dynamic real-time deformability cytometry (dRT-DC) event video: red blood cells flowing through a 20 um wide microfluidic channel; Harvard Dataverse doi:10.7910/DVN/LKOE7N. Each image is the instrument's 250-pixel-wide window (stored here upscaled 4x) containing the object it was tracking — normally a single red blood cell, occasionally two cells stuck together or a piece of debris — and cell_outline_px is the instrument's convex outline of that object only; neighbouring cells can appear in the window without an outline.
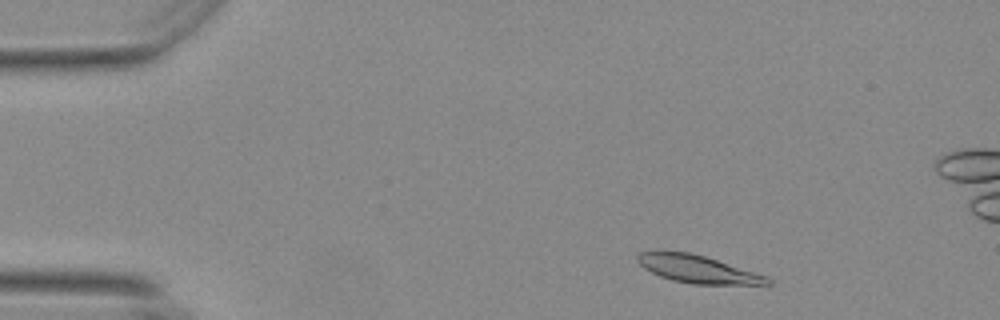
{"species": "Egyptian fruit bat (a non-hibernating species)", "species_latin": "Rousettus aegyptiacus", "temperature_condition": "warm", "stored_images_in_passage": 52, "camera_frame_rate_fps": 3000, "um_per_image_px": 0.085, "animal": {"sex": "female"}, "frame": {"image": 1, "passage_image": 4, "time_ms": 1.0, "image_size_px": [1000, 320], "cell_outline_px": [[772, 284], [692, 284], [672, 280], [660, 276], [644, 268], [636, 260], [636, 256], [640, 252], [688, 252], [704, 256], [764, 276], [772, 280]], "centroid_in_image_um": [59.25, 22.88], "position_along_channel_um": 25.8, "area_um2": 20.23}}
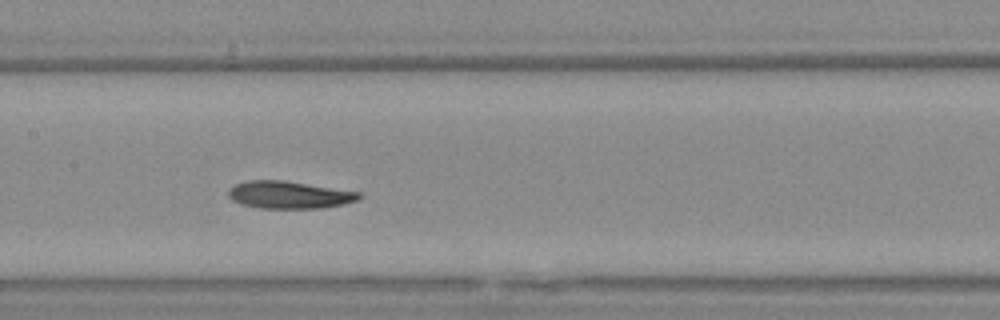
{"frame": {"image": 2, "passage_image": 23, "time_ms": 7.333, "image_size_px": [1000, 320], "cell_outline_px": [[364, 196], [356, 200], [344, 204], [324, 208], [260, 208], [240, 204], [232, 200], [228, 196], [228, 192], [236, 184], [244, 180], [284, 180], [360, 192]], "centroid_in_image_um": [24.59, 16.56], "position_along_channel_um": 182.8, "area_um2": 20.92}}
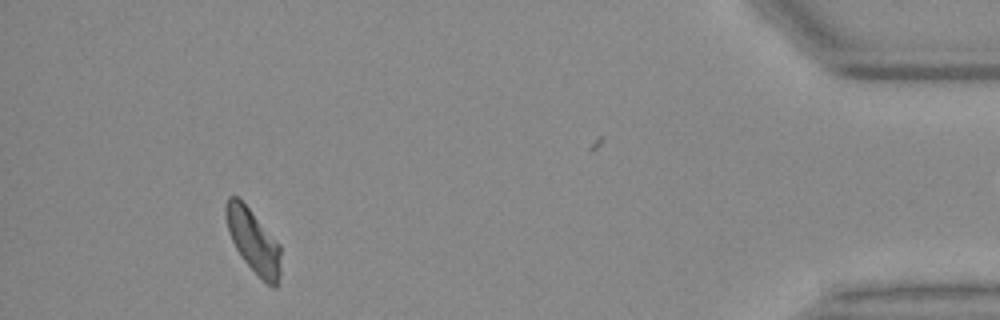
{"frame": {"image": 3, "passage_image": 47, "time_ms": 15.333, "image_size_px": [1000, 320], "cell_outline_px": [[280, 276], [276, 288], [272, 288], [244, 260], [236, 248], [228, 232], [224, 216], [224, 208], [228, 196], [236, 196], [248, 208], [280, 244]], "centroid_in_image_um": [21.52, 20.48], "position_along_channel_um": 413.7, "area_um2": 20.0}, "authors_computed_cell_mechanics": {"area_um2": 20.8658, "velocity_mm_per_s": 3.6693, "shape_relaxation_time_tau1_ms": 3.2205, "shape_relaxation_time_tau2_ms": 3.6498, "deformation_change_tau1": 0.1258, "deformation_change_tau2": 0.1056}}